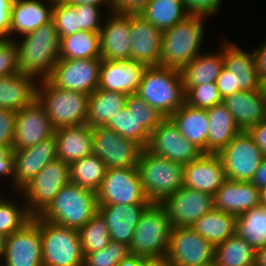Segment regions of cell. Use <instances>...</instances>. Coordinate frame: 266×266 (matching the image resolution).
<instances>
[{
  "instance_id": "cell-1",
  "label": "cell",
  "mask_w": 266,
  "mask_h": 266,
  "mask_svg": "<svg viewBox=\"0 0 266 266\" xmlns=\"http://www.w3.org/2000/svg\"><path fill=\"white\" fill-rule=\"evenodd\" d=\"M21 37V41L14 37L20 73L38 81L47 79L60 59V37L55 23L51 20Z\"/></svg>"
},
{
  "instance_id": "cell-2",
  "label": "cell",
  "mask_w": 266,
  "mask_h": 266,
  "mask_svg": "<svg viewBox=\"0 0 266 266\" xmlns=\"http://www.w3.org/2000/svg\"><path fill=\"white\" fill-rule=\"evenodd\" d=\"M206 17L188 15L163 32L159 66L181 71L200 54L204 40Z\"/></svg>"
},
{
  "instance_id": "cell-3",
  "label": "cell",
  "mask_w": 266,
  "mask_h": 266,
  "mask_svg": "<svg viewBox=\"0 0 266 266\" xmlns=\"http://www.w3.org/2000/svg\"><path fill=\"white\" fill-rule=\"evenodd\" d=\"M136 94L165 118L178 110L186 97L180 71L162 66L145 68Z\"/></svg>"
},
{
  "instance_id": "cell-4",
  "label": "cell",
  "mask_w": 266,
  "mask_h": 266,
  "mask_svg": "<svg viewBox=\"0 0 266 266\" xmlns=\"http://www.w3.org/2000/svg\"><path fill=\"white\" fill-rule=\"evenodd\" d=\"M171 221L161 203H151L136 225L129 251L148 261L164 260L169 247Z\"/></svg>"
},
{
  "instance_id": "cell-5",
  "label": "cell",
  "mask_w": 266,
  "mask_h": 266,
  "mask_svg": "<svg viewBox=\"0 0 266 266\" xmlns=\"http://www.w3.org/2000/svg\"><path fill=\"white\" fill-rule=\"evenodd\" d=\"M98 212L96 192L68 183L39 215L43 220L79 230Z\"/></svg>"
},
{
  "instance_id": "cell-6",
  "label": "cell",
  "mask_w": 266,
  "mask_h": 266,
  "mask_svg": "<svg viewBox=\"0 0 266 266\" xmlns=\"http://www.w3.org/2000/svg\"><path fill=\"white\" fill-rule=\"evenodd\" d=\"M37 100L44 107L55 130L87 123L88 94L53 86L44 79L39 81Z\"/></svg>"
},
{
  "instance_id": "cell-7",
  "label": "cell",
  "mask_w": 266,
  "mask_h": 266,
  "mask_svg": "<svg viewBox=\"0 0 266 266\" xmlns=\"http://www.w3.org/2000/svg\"><path fill=\"white\" fill-rule=\"evenodd\" d=\"M137 168L151 203H162L183 187L184 165L157 156L147 148L141 151Z\"/></svg>"
},
{
  "instance_id": "cell-8",
  "label": "cell",
  "mask_w": 266,
  "mask_h": 266,
  "mask_svg": "<svg viewBox=\"0 0 266 266\" xmlns=\"http://www.w3.org/2000/svg\"><path fill=\"white\" fill-rule=\"evenodd\" d=\"M164 118L138 94H130L126 106L105 127L135 141L144 149L148 147L151 133Z\"/></svg>"
},
{
  "instance_id": "cell-9",
  "label": "cell",
  "mask_w": 266,
  "mask_h": 266,
  "mask_svg": "<svg viewBox=\"0 0 266 266\" xmlns=\"http://www.w3.org/2000/svg\"><path fill=\"white\" fill-rule=\"evenodd\" d=\"M43 266H83L84 255L77 229L40 218Z\"/></svg>"
},
{
  "instance_id": "cell-10",
  "label": "cell",
  "mask_w": 266,
  "mask_h": 266,
  "mask_svg": "<svg viewBox=\"0 0 266 266\" xmlns=\"http://www.w3.org/2000/svg\"><path fill=\"white\" fill-rule=\"evenodd\" d=\"M70 182V164L56 159L49 162L21 191L28 213L39 216L61 188ZM22 192V193H21Z\"/></svg>"
},
{
  "instance_id": "cell-11",
  "label": "cell",
  "mask_w": 266,
  "mask_h": 266,
  "mask_svg": "<svg viewBox=\"0 0 266 266\" xmlns=\"http://www.w3.org/2000/svg\"><path fill=\"white\" fill-rule=\"evenodd\" d=\"M96 197L98 205L151 204L144 193L138 168L107 169Z\"/></svg>"
},
{
  "instance_id": "cell-12",
  "label": "cell",
  "mask_w": 266,
  "mask_h": 266,
  "mask_svg": "<svg viewBox=\"0 0 266 266\" xmlns=\"http://www.w3.org/2000/svg\"><path fill=\"white\" fill-rule=\"evenodd\" d=\"M215 247L191 227L171 230L165 261L171 266H212Z\"/></svg>"
},
{
  "instance_id": "cell-13",
  "label": "cell",
  "mask_w": 266,
  "mask_h": 266,
  "mask_svg": "<svg viewBox=\"0 0 266 266\" xmlns=\"http://www.w3.org/2000/svg\"><path fill=\"white\" fill-rule=\"evenodd\" d=\"M223 163L226 179L251 181L264 155L247 131H241L217 154Z\"/></svg>"
},
{
  "instance_id": "cell-14",
  "label": "cell",
  "mask_w": 266,
  "mask_h": 266,
  "mask_svg": "<svg viewBox=\"0 0 266 266\" xmlns=\"http://www.w3.org/2000/svg\"><path fill=\"white\" fill-rule=\"evenodd\" d=\"M102 59H59L47 80L56 87L90 95L99 84Z\"/></svg>"
},
{
  "instance_id": "cell-15",
  "label": "cell",
  "mask_w": 266,
  "mask_h": 266,
  "mask_svg": "<svg viewBox=\"0 0 266 266\" xmlns=\"http://www.w3.org/2000/svg\"><path fill=\"white\" fill-rule=\"evenodd\" d=\"M93 154L107 169L137 168L143 148L133 140L120 136L106 127L92 128Z\"/></svg>"
},
{
  "instance_id": "cell-16",
  "label": "cell",
  "mask_w": 266,
  "mask_h": 266,
  "mask_svg": "<svg viewBox=\"0 0 266 266\" xmlns=\"http://www.w3.org/2000/svg\"><path fill=\"white\" fill-rule=\"evenodd\" d=\"M40 217L35 216L6 238L0 266H43Z\"/></svg>"
},
{
  "instance_id": "cell-17",
  "label": "cell",
  "mask_w": 266,
  "mask_h": 266,
  "mask_svg": "<svg viewBox=\"0 0 266 266\" xmlns=\"http://www.w3.org/2000/svg\"><path fill=\"white\" fill-rule=\"evenodd\" d=\"M147 149L153 154L182 165L198 159L203 152L190 143L169 118H164L153 130Z\"/></svg>"
},
{
  "instance_id": "cell-18",
  "label": "cell",
  "mask_w": 266,
  "mask_h": 266,
  "mask_svg": "<svg viewBox=\"0 0 266 266\" xmlns=\"http://www.w3.org/2000/svg\"><path fill=\"white\" fill-rule=\"evenodd\" d=\"M161 204L167 211L172 228L191 227L201 216L214 208L213 195L184 186Z\"/></svg>"
},
{
  "instance_id": "cell-19",
  "label": "cell",
  "mask_w": 266,
  "mask_h": 266,
  "mask_svg": "<svg viewBox=\"0 0 266 266\" xmlns=\"http://www.w3.org/2000/svg\"><path fill=\"white\" fill-rule=\"evenodd\" d=\"M55 129L36 99L32 104L17 112L13 149H25L54 135Z\"/></svg>"
},
{
  "instance_id": "cell-20",
  "label": "cell",
  "mask_w": 266,
  "mask_h": 266,
  "mask_svg": "<svg viewBox=\"0 0 266 266\" xmlns=\"http://www.w3.org/2000/svg\"><path fill=\"white\" fill-rule=\"evenodd\" d=\"M15 191H21L49 163L57 159L56 139L53 136L25 149H14Z\"/></svg>"
},
{
  "instance_id": "cell-21",
  "label": "cell",
  "mask_w": 266,
  "mask_h": 266,
  "mask_svg": "<svg viewBox=\"0 0 266 266\" xmlns=\"http://www.w3.org/2000/svg\"><path fill=\"white\" fill-rule=\"evenodd\" d=\"M131 60L159 66L163 32L140 15L130 16Z\"/></svg>"
},
{
  "instance_id": "cell-22",
  "label": "cell",
  "mask_w": 266,
  "mask_h": 266,
  "mask_svg": "<svg viewBox=\"0 0 266 266\" xmlns=\"http://www.w3.org/2000/svg\"><path fill=\"white\" fill-rule=\"evenodd\" d=\"M146 66L134 60H102L98 88L136 94Z\"/></svg>"
},
{
  "instance_id": "cell-23",
  "label": "cell",
  "mask_w": 266,
  "mask_h": 266,
  "mask_svg": "<svg viewBox=\"0 0 266 266\" xmlns=\"http://www.w3.org/2000/svg\"><path fill=\"white\" fill-rule=\"evenodd\" d=\"M99 35L102 60H131L130 16L111 12Z\"/></svg>"
},
{
  "instance_id": "cell-24",
  "label": "cell",
  "mask_w": 266,
  "mask_h": 266,
  "mask_svg": "<svg viewBox=\"0 0 266 266\" xmlns=\"http://www.w3.org/2000/svg\"><path fill=\"white\" fill-rule=\"evenodd\" d=\"M226 180L221 158L203 153L198 159L184 165L183 186L214 195Z\"/></svg>"
},
{
  "instance_id": "cell-25",
  "label": "cell",
  "mask_w": 266,
  "mask_h": 266,
  "mask_svg": "<svg viewBox=\"0 0 266 266\" xmlns=\"http://www.w3.org/2000/svg\"><path fill=\"white\" fill-rule=\"evenodd\" d=\"M149 205H98V212L108 227L110 240L130 246L134 229Z\"/></svg>"
},
{
  "instance_id": "cell-26",
  "label": "cell",
  "mask_w": 266,
  "mask_h": 266,
  "mask_svg": "<svg viewBox=\"0 0 266 266\" xmlns=\"http://www.w3.org/2000/svg\"><path fill=\"white\" fill-rule=\"evenodd\" d=\"M213 201L215 209L237 216L260 205V190L251 181L226 179Z\"/></svg>"
},
{
  "instance_id": "cell-27",
  "label": "cell",
  "mask_w": 266,
  "mask_h": 266,
  "mask_svg": "<svg viewBox=\"0 0 266 266\" xmlns=\"http://www.w3.org/2000/svg\"><path fill=\"white\" fill-rule=\"evenodd\" d=\"M43 2V0H14L10 12V39H13L12 34L16 36L17 33V36H22L52 20L54 0H46L48 5Z\"/></svg>"
},
{
  "instance_id": "cell-28",
  "label": "cell",
  "mask_w": 266,
  "mask_h": 266,
  "mask_svg": "<svg viewBox=\"0 0 266 266\" xmlns=\"http://www.w3.org/2000/svg\"><path fill=\"white\" fill-rule=\"evenodd\" d=\"M224 66L233 73L234 93L260 89L252 51H244L230 42H223Z\"/></svg>"
},
{
  "instance_id": "cell-29",
  "label": "cell",
  "mask_w": 266,
  "mask_h": 266,
  "mask_svg": "<svg viewBox=\"0 0 266 266\" xmlns=\"http://www.w3.org/2000/svg\"><path fill=\"white\" fill-rule=\"evenodd\" d=\"M223 104L241 131H247L266 119V103L260 89L229 95L223 99Z\"/></svg>"
},
{
  "instance_id": "cell-30",
  "label": "cell",
  "mask_w": 266,
  "mask_h": 266,
  "mask_svg": "<svg viewBox=\"0 0 266 266\" xmlns=\"http://www.w3.org/2000/svg\"><path fill=\"white\" fill-rule=\"evenodd\" d=\"M57 159L71 164L93 154L92 127L87 123L79 126L62 127L54 131Z\"/></svg>"
},
{
  "instance_id": "cell-31",
  "label": "cell",
  "mask_w": 266,
  "mask_h": 266,
  "mask_svg": "<svg viewBox=\"0 0 266 266\" xmlns=\"http://www.w3.org/2000/svg\"><path fill=\"white\" fill-rule=\"evenodd\" d=\"M29 75L18 73L0 77V108L18 112L37 99L39 81Z\"/></svg>"
},
{
  "instance_id": "cell-32",
  "label": "cell",
  "mask_w": 266,
  "mask_h": 266,
  "mask_svg": "<svg viewBox=\"0 0 266 266\" xmlns=\"http://www.w3.org/2000/svg\"><path fill=\"white\" fill-rule=\"evenodd\" d=\"M169 118L182 136L203 153H208L209 120L206 109L195 108L185 102Z\"/></svg>"
},
{
  "instance_id": "cell-33",
  "label": "cell",
  "mask_w": 266,
  "mask_h": 266,
  "mask_svg": "<svg viewBox=\"0 0 266 266\" xmlns=\"http://www.w3.org/2000/svg\"><path fill=\"white\" fill-rule=\"evenodd\" d=\"M220 52L200 53L181 71L185 93L192 87L215 82L224 68L223 46Z\"/></svg>"
},
{
  "instance_id": "cell-34",
  "label": "cell",
  "mask_w": 266,
  "mask_h": 266,
  "mask_svg": "<svg viewBox=\"0 0 266 266\" xmlns=\"http://www.w3.org/2000/svg\"><path fill=\"white\" fill-rule=\"evenodd\" d=\"M206 110L209 120L208 153L218 154L241 132V129L223 103Z\"/></svg>"
},
{
  "instance_id": "cell-35",
  "label": "cell",
  "mask_w": 266,
  "mask_h": 266,
  "mask_svg": "<svg viewBox=\"0 0 266 266\" xmlns=\"http://www.w3.org/2000/svg\"><path fill=\"white\" fill-rule=\"evenodd\" d=\"M127 94L97 88L89 95L87 124L105 127L126 106Z\"/></svg>"
},
{
  "instance_id": "cell-36",
  "label": "cell",
  "mask_w": 266,
  "mask_h": 266,
  "mask_svg": "<svg viewBox=\"0 0 266 266\" xmlns=\"http://www.w3.org/2000/svg\"><path fill=\"white\" fill-rule=\"evenodd\" d=\"M236 217L213 208L195 221L191 228L215 247L235 234Z\"/></svg>"
},
{
  "instance_id": "cell-37",
  "label": "cell",
  "mask_w": 266,
  "mask_h": 266,
  "mask_svg": "<svg viewBox=\"0 0 266 266\" xmlns=\"http://www.w3.org/2000/svg\"><path fill=\"white\" fill-rule=\"evenodd\" d=\"M188 15L184 0H150L140 14L162 32L181 22Z\"/></svg>"
},
{
  "instance_id": "cell-38",
  "label": "cell",
  "mask_w": 266,
  "mask_h": 266,
  "mask_svg": "<svg viewBox=\"0 0 266 266\" xmlns=\"http://www.w3.org/2000/svg\"><path fill=\"white\" fill-rule=\"evenodd\" d=\"M256 249L236 233L215 246L214 266H253Z\"/></svg>"
},
{
  "instance_id": "cell-39",
  "label": "cell",
  "mask_w": 266,
  "mask_h": 266,
  "mask_svg": "<svg viewBox=\"0 0 266 266\" xmlns=\"http://www.w3.org/2000/svg\"><path fill=\"white\" fill-rule=\"evenodd\" d=\"M101 58L99 32L79 31L60 38V59Z\"/></svg>"
},
{
  "instance_id": "cell-40",
  "label": "cell",
  "mask_w": 266,
  "mask_h": 266,
  "mask_svg": "<svg viewBox=\"0 0 266 266\" xmlns=\"http://www.w3.org/2000/svg\"><path fill=\"white\" fill-rule=\"evenodd\" d=\"M235 233L256 250L266 246V207L259 205L237 215Z\"/></svg>"
},
{
  "instance_id": "cell-41",
  "label": "cell",
  "mask_w": 266,
  "mask_h": 266,
  "mask_svg": "<svg viewBox=\"0 0 266 266\" xmlns=\"http://www.w3.org/2000/svg\"><path fill=\"white\" fill-rule=\"evenodd\" d=\"M106 171L105 163L91 154L70 164V183L97 192Z\"/></svg>"
},
{
  "instance_id": "cell-42",
  "label": "cell",
  "mask_w": 266,
  "mask_h": 266,
  "mask_svg": "<svg viewBox=\"0 0 266 266\" xmlns=\"http://www.w3.org/2000/svg\"><path fill=\"white\" fill-rule=\"evenodd\" d=\"M78 232L83 255L104 249L110 241L108 227L99 212L81 227Z\"/></svg>"
},
{
  "instance_id": "cell-43",
  "label": "cell",
  "mask_w": 266,
  "mask_h": 266,
  "mask_svg": "<svg viewBox=\"0 0 266 266\" xmlns=\"http://www.w3.org/2000/svg\"><path fill=\"white\" fill-rule=\"evenodd\" d=\"M14 202L7 199L0 204V234L5 237L21 229L32 219L26 203L20 205Z\"/></svg>"
},
{
  "instance_id": "cell-44",
  "label": "cell",
  "mask_w": 266,
  "mask_h": 266,
  "mask_svg": "<svg viewBox=\"0 0 266 266\" xmlns=\"http://www.w3.org/2000/svg\"><path fill=\"white\" fill-rule=\"evenodd\" d=\"M129 254V246L110 240L104 249L85 254L83 266H117Z\"/></svg>"
},
{
  "instance_id": "cell-45",
  "label": "cell",
  "mask_w": 266,
  "mask_h": 266,
  "mask_svg": "<svg viewBox=\"0 0 266 266\" xmlns=\"http://www.w3.org/2000/svg\"><path fill=\"white\" fill-rule=\"evenodd\" d=\"M52 20L60 38L82 31L75 6L62 0H54Z\"/></svg>"
},
{
  "instance_id": "cell-46",
  "label": "cell",
  "mask_w": 266,
  "mask_h": 266,
  "mask_svg": "<svg viewBox=\"0 0 266 266\" xmlns=\"http://www.w3.org/2000/svg\"><path fill=\"white\" fill-rule=\"evenodd\" d=\"M185 102L192 107L208 109L223 103L215 82L192 86L187 92Z\"/></svg>"
},
{
  "instance_id": "cell-47",
  "label": "cell",
  "mask_w": 266,
  "mask_h": 266,
  "mask_svg": "<svg viewBox=\"0 0 266 266\" xmlns=\"http://www.w3.org/2000/svg\"><path fill=\"white\" fill-rule=\"evenodd\" d=\"M18 73H20V68L14 39H0V77Z\"/></svg>"
},
{
  "instance_id": "cell-48",
  "label": "cell",
  "mask_w": 266,
  "mask_h": 266,
  "mask_svg": "<svg viewBox=\"0 0 266 266\" xmlns=\"http://www.w3.org/2000/svg\"><path fill=\"white\" fill-rule=\"evenodd\" d=\"M78 15L79 27L81 30L99 32L102 25L100 14L101 7L90 4L74 5Z\"/></svg>"
},
{
  "instance_id": "cell-49",
  "label": "cell",
  "mask_w": 266,
  "mask_h": 266,
  "mask_svg": "<svg viewBox=\"0 0 266 266\" xmlns=\"http://www.w3.org/2000/svg\"><path fill=\"white\" fill-rule=\"evenodd\" d=\"M17 112L0 108V146H13Z\"/></svg>"
},
{
  "instance_id": "cell-50",
  "label": "cell",
  "mask_w": 266,
  "mask_h": 266,
  "mask_svg": "<svg viewBox=\"0 0 266 266\" xmlns=\"http://www.w3.org/2000/svg\"><path fill=\"white\" fill-rule=\"evenodd\" d=\"M189 15L209 17L221 10L222 0H184Z\"/></svg>"
},
{
  "instance_id": "cell-51",
  "label": "cell",
  "mask_w": 266,
  "mask_h": 266,
  "mask_svg": "<svg viewBox=\"0 0 266 266\" xmlns=\"http://www.w3.org/2000/svg\"><path fill=\"white\" fill-rule=\"evenodd\" d=\"M150 0H116L112 4V12L119 15H140Z\"/></svg>"
},
{
  "instance_id": "cell-52",
  "label": "cell",
  "mask_w": 266,
  "mask_h": 266,
  "mask_svg": "<svg viewBox=\"0 0 266 266\" xmlns=\"http://www.w3.org/2000/svg\"><path fill=\"white\" fill-rule=\"evenodd\" d=\"M13 146H0V176L10 177L14 186L15 157Z\"/></svg>"
},
{
  "instance_id": "cell-53",
  "label": "cell",
  "mask_w": 266,
  "mask_h": 266,
  "mask_svg": "<svg viewBox=\"0 0 266 266\" xmlns=\"http://www.w3.org/2000/svg\"><path fill=\"white\" fill-rule=\"evenodd\" d=\"M14 0H0V39H9L10 12Z\"/></svg>"
},
{
  "instance_id": "cell-54",
  "label": "cell",
  "mask_w": 266,
  "mask_h": 266,
  "mask_svg": "<svg viewBox=\"0 0 266 266\" xmlns=\"http://www.w3.org/2000/svg\"><path fill=\"white\" fill-rule=\"evenodd\" d=\"M215 83L223 99L229 95L234 94L233 73H231L225 66L216 79Z\"/></svg>"
},
{
  "instance_id": "cell-55",
  "label": "cell",
  "mask_w": 266,
  "mask_h": 266,
  "mask_svg": "<svg viewBox=\"0 0 266 266\" xmlns=\"http://www.w3.org/2000/svg\"><path fill=\"white\" fill-rule=\"evenodd\" d=\"M247 132L261 149L264 157H266V119L250 127Z\"/></svg>"
},
{
  "instance_id": "cell-56",
  "label": "cell",
  "mask_w": 266,
  "mask_h": 266,
  "mask_svg": "<svg viewBox=\"0 0 266 266\" xmlns=\"http://www.w3.org/2000/svg\"><path fill=\"white\" fill-rule=\"evenodd\" d=\"M260 80L266 79V40L258 48L252 50Z\"/></svg>"
},
{
  "instance_id": "cell-57",
  "label": "cell",
  "mask_w": 266,
  "mask_h": 266,
  "mask_svg": "<svg viewBox=\"0 0 266 266\" xmlns=\"http://www.w3.org/2000/svg\"><path fill=\"white\" fill-rule=\"evenodd\" d=\"M251 182L260 190L266 187V157L263 158L260 166L254 173Z\"/></svg>"
},
{
  "instance_id": "cell-58",
  "label": "cell",
  "mask_w": 266,
  "mask_h": 266,
  "mask_svg": "<svg viewBox=\"0 0 266 266\" xmlns=\"http://www.w3.org/2000/svg\"><path fill=\"white\" fill-rule=\"evenodd\" d=\"M148 260L130 253L117 266H145Z\"/></svg>"
},
{
  "instance_id": "cell-59",
  "label": "cell",
  "mask_w": 266,
  "mask_h": 266,
  "mask_svg": "<svg viewBox=\"0 0 266 266\" xmlns=\"http://www.w3.org/2000/svg\"><path fill=\"white\" fill-rule=\"evenodd\" d=\"M70 5L90 4L93 6L101 7L103 4L109 6L110 12H112V4L108 0H62Z\"/></svg>"
},
{
  "instance_id": "cell-60",
  "label": "cell",
  "mask_w": 266,
  "mask_h": 266,
  "mask_svg": "<svg viewBox=\"0 0 266 266\" xmlns=\"http://www.w3.org/2000/svg\"><path fill=\"white\" fill-rule=\"evenodd\" d=\"M255 263L260 266H266V246L256 250Z\"/></svg>"
},
{
  "instance_id": "cell-61",
  "label": "cell",
  "mask_w": 266,
  "mask_h": 266,
  "mask_svg": "<svg viewBox=\"0 0 266 266\" xmlns=\"http://www.w3.org/2000/svg\"><path fill=\"white\" fill-rule=\"evenodd\" d=\"M145 266H171L168 262L165 260H159V261H148Z\"/></svg>"
},
{
  "instance_id": "cell-62",
  "label": "cell",
  "mask_w": 266,
  "mask_h": 266,
  "mask_svg": "<svg viewBox=\"0 0 266 266\" xmlns=\"http://www.w3.org/2000/svg\"><path fill=\"white\" fill-rule=\"evenodd\" d=\"M6 238L5 236L0 234V259L2 260L5 252V243H6Z\"/></svg>"
},
{
  "instance_id": "cell-63",
  "label": "cell",
  "mask_w": 266,
  "mask_h": 266,
  "mask_svg": "<svg viewBox=\"0 0 266 266\" xmlns=\"http://www.w3.org/2000/svg\"><path fill=\"white\" fill-rule=\"evenodd\" d=\"M260 205L266 207V187L260 189Z\"/></svg>"
},
{
  "instance_id": "cell-64",
  "label": "cell",
  "mask_w": 266,
  "mask_h": 266,
  "mask_svg": "<svg viewBox=\"0 0 266 266\" xmlns=\"http://www.w3.org/2000/svg\"><path fill=\"white\" fill-rule=\"evenodd\" d=\"M260 90L266 103V79L261 80Z\"/></svg>"
},
{
  "instance_id": "cell-65",
  "label": "cell",
  "mask_w": 266,
  "mask_h": 266,
  "mask_svg": "<svg viewBox=\"0 0 266 266\" xmlns=\"http://www.w3.org/2000/svg\"><path fill=\"white\" fill-rule=\"evenodd\" d=\"M3 197L2 196H0V204L2 203V202H4V200H6V199H2Z\"/></svg>"
}]
</instances>
